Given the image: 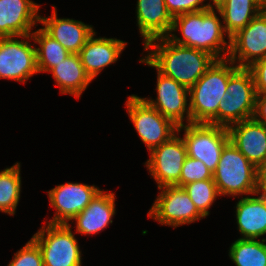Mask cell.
<instances>
[{"label": "cell", "instance_id": "2e32d148", "mask_svg": "<svg viewBox=\"0 0 266 266\" xmlns=\"http://www.w3.org/2000/svg\"><path fill=\"white\" fill-rule=\"evenodd\" d=\"M40 5L31 0H0V37L31 35Z\"/></svg>", "mask_w": 266, "mask_h": 266}, {"label": "cell", "instance_id": "5bb4252c", "mask_svg": "<svg viewBox=\"0 0 266 266\" xmlns=\"http://www.w3.org/2000/svg\"><path fill=\"white\" fill-rule=\"evenodd\" d=\"M101 191L95 185L81 183H65L57 185L48 191L52 207L56 209L50 224H69V221L84 210V208Z\"/></svg>", "mask_w": 266, "mask_h": 266}, {"label": "cell", "instance_id": "e0dca14e", "mask_svg": "<svg viewBox=\"0 0 266 266\" xmlns=\"http://www.w3.org/2000/svg\"><path fill=\"white\" fill-rule=\"evenodd\" d=\"M43 29L66 50L78 54L87 40L95 33L93 26L69 18H58L53 6L51 17L40 16Z\"/></svg>", "mask_w": 266, "mask_h": 266}, {"label": "cell", "instance_id": "1f68e13d", "mask_svg": "<svg viewBox=\"0 0 266 266\" xmlns=\"http://www.w3.org/2000/svg\"><path fill=\"white\" fill-rule=\"evenodd\" d=\"M253 118L266 125V94H256L255 111Z\"/></svg>", "mask_w": 266, "mask_h": 266}, {"label": "cell", "instance_id": "d6a6232c", "mask_svg": "<svg viewBox=\"0 0 266 266\" xmlns=\"http://www.w3.org/2000/svg\"><path fill=\"white\" fill-rule=\"evenodd\" d=\"M266 196V163L258 169V193Z\"/></svg>", "mask_w": 266, "mask_h": 266}, {"label": "cell", "instance_id": "52a82bcc", "mask_svg": "<svg viewBox=\"0 0 266 266\" xmlns=\"http://www.w3.org/2000/svg\"><path fill=\"white\" fill-rule=\"evenodd\" d=\"M182 129L187 156L201 160L214 173L221 152L230 141L228 128L210 123H190L179 126L177 134Z\"/></svg>", "mask_w": 266, "mask_h": 266}, {"label": "cell", "instance_id": "9a60e30c", "mask_svg": "<svg viewBox=\"0 0 266 266\" xmlns=\"http://www.w3.org/2000/svg\"><path fill=\"white\" fill-rule=\"evenodd\" d=\"M230 141L258 169L266 163V125L254 118L228 127Z\"/></svg>", "mask_w": 266, "mask_h": 266}, {"label": "cell", "instance_id": "8992f818", "mask_svg": "<svg viewBox=\"0 0 266 266\" xmlns=\"http://www.w3.org/2000/svg\"><path fill=\"white\" fill-rule=\"evenodd\" d=\"M31 239L41 250L44 266L82 265L80 247L70 224L47 223Z\"/></svg>", "mask_w": 266, "mask_h": 266}, {"label": "cell", "instance_id": "3957f363", "mask_svg": "<svg viewBox=\"0 0 266 266\" xmlns=\"http://www.w3.org/2000/svg\"><path fill=\"white\" fill-rule=\"evenodd\" d=\"M238 68L229 59L216 60L189 89L192 123L218 125V105L226 93L229 77Z\"/></svg>", "mask_w": 266, "mask_h": 266}, {"label": "cell", "instance_id": "ffe728a7", "mask_svg": "<svg viewBox=\"0 0 266 266\" xmlns=\"http://www.w3.org/2000/svg\"><path fill=\"white\" fill-rule=\"evenodd\" d=\"M105 192L101 190L84 210L72 219L76 221V233L98 234L112 224V217L116 213L115 195Z\"/></svg>", "mask_w": 266, "mask_h": 266}, {"label": "cell", "instance_id": "ba28073f", "mask_svg": "<svg viewBox=\"0 0 266 266\" xmlns=\"http://www.w3.org/2000/svg\"><path fill=\"white\" fill-rule=\"evenodd\" d=\"M126 107L131 122L149 152L177 133L178 126L141 97L131 95L127 99Z\"/></svg>", "mask_w": 266, "mask_h": 266}, {"label": "cell", "instance_id": "ac0fdd59", "mask_svg": "<svg viewBox=\"0 0 266 266\" xmlns=\"http://www.w3.org/2000/svg\"><path fill=\"white\" fill-rule=\"evenodd\" d=\"M87 40L79 57L86 74L93 80L106 66L115 63L127 42L116 38L94 37Z\"/></svg>", "mask_w": 266, "mask_h": 266}, {"label": "cell", "instance_id": "d6986e66", "mask_svg": "<svg viewBox=\"0 0 266 266\" xmlns=\"http://www.w3.org/2000/svg\"><path fill=\"white\" fill-rule=\"evenodd\" d=\"M137 26L144 39V46L151 40L167 37L171 31L173 17L164 0H137Z\"/></svg>", "mask_w": 266, "mask_h": 266}, {"label": "cell", "instance_id": "6da1fadb", "mask_svg": "<svg viewBox=\"0 0 266 266\" xmlns=\"http://www.w3.org/2000/svg\"><path fill=\"white\" fill-rule=\"evenodd\" d=\"M150 48L153 50L147 51V56L140 62L156 68L160 73L173 78L187 89H190L217 60L208 52L176 44L168 37L149 41L144 46V50H150Z\"/></svg>", "mask_w": 266, "mask_h": 266}, {"label": "cell", "instance_id": "603a6c76", "mask_svg": "<svg viewBox=\"0 0 266 266\" xmlns=\"http://www.w3.org/2000/svg\"><path fill=\"white\" fill-rule=\"evenodd\" d=\"M49 72L52 73L61 94L74 95L76 98H80L92 81L84 70L79 54L71 53Z\"/></svg>", "mask_w": 266, "mask_h": 266}, {"label": "cell", "instance_id": "484cf974", "mask_svg": "<svg viewBox=\"0 0 266 266\" xmlns=\"http://www.w3.org/2000/svg\"><path fill=\"white\" fill-rule=\"evenodd\" d=\"M20 163L0 171V211L14 215L21 192Z\"/></svg>", "mask_w": 266, "mask_h": 266}, {"label": "cell", "instance_id": "836d02e7", "mask_svg": "<svg viewBox=\"0 0 266 266\" xmlns=\"http://www.w3.org/2000/svg\"><path fill=\"white\" fill-rule=\"evenodd\" d=\"M213 3L211 4L212 7L218 6L223 0H211ZM214 5V6H213Z\"/></svg>", "mask_w": 266, "mask_h": 266}, {"label": "cell", "instance_id": "f546056e", "mask_svg": "<svg viewBox=\"0 0 266 266\" xmlns=\"http://www.w3.org/2000/svg\"><path fill=\"white\" fill-rule=\"evenodd\" d=\"M204 1L205 0H164L167 10L172 17L210 9L212 7L211 4H203Z\"/></svg>", "mask_w": 266, "mask_h": 266}, {"label": "cell", "instance_id": "277c9868", "mask_svg": "<svg viewBox=\"0 0 266 266\" xmlns=\"http://www.w3.org/2000/svg\"><path fill=\"white\" fill-rule=\"evenodd\" d=\"M213 181L222 195H258V168L229 141L223 148Z\"/></svg>", "mask_w": 266, "mask_h": 266}, {"label": "cell", "instance_id": "4316f807", "mask_svg": "<svg viewBox=\"0 0 266 266\" xmlns=\"http://www.w3.org/2000/svg\"><path fill=\"white\" fill-rule=\"evenodd\" d=\"M197 210L204 216L209 215V209L217 196H220L213 179L195 181L183 186Z\"/></svg>", "mask_w": 266, "mask_h": 266}, {"label": "cell", "instance_id": "8fae6325", "mask_svg": "<svg viewBox=\"0 0 266 266\" xmlns=\"http://www.w3.org/2000/svg\"><path fill=\"white\" fill-rule=\"evenodd\" d=\"M149 153L150 159L146 161L145 165L158 184L157 187H179L182 166L187 157V149L183 138L175 134Z\"/></svg>", "mask_w": 266, "mask_h": 266}, {"label": "cell", "instance_id": "44dd1931", "mask_svg": "<svg viewBox=\"0 0 266 266\" xmlns=\"http://www.w3.org/2000/svg\"><path fill=\"white\" fill-rule=\"evenodd\" d=\"M242 197L236 204L237 226L242 239H257L266 234V196Z\"/></svg>", "mask_w": 266, "mask_h": 266}, {"label": "cell", "instance_id": "5b68a950", "mask_svg": "<svg viewBox=\"0 0 266 266\" xmlns=\"http://www.w3.org/2000/svg\"><path fill=\"white\" fill-rule=\"evenodd\" d=\"M218 105V125L229 127L254 116L256 89L251 72L238 68L228 80L226 93Z\"/></svg>", "mask_w": 266, "mask_h": 266}, {"label": "cell", "instance_id": "7402d4cb", "mask_svg": "<svg viewBox=\"0 0 266 266\" xmlns=\"http://www.w3.org/2000/svg\"><path fill=\"white\" fill-rule=\"evenodd\" d=\"M215 8L223 19L224 31L230 40L259 15L266 8V4L262 0H223Z\"/></svg>", "mask_w": 266, "mask_h": 266}, {"label": "cell", "instance_id": "7c38bea8", "mask_svg": "<svg viewBox=\"0 0 266 266\" xmlns=\"http://www.w3.org/2000/svg\"><path fill=\"white\" fill-rule=\"evenodd\" d=\"M266 56V8L230 38L228 59L248 68ZM237 61V62H236Z\"/></svg>", "mask_w": 266, "mask_h": 266}, {"label": "cell", "instance_id": "d4e9b609", "mask_svg": "<svg viewBox=\"0 0 266 266\" xmlns=\"http://www.w3.org/2000/svg\"><path fill=\"white\" fill-rule=\"evenodd\" d=\"M266 238L256 239L238 238L232 243L229 257L236 266H266Z\"/></svg>", "mask_w": 266, "mask_h": 266}, {"label": "cell", "instance_id": "f1b7e54d", "mask_svg": "<svg viewBox=\"0 0 266 266\" xmlns=\"http://www.w3.org/2000/svg\"><path fill=\"white\" fill-rule=\"evenodd\" d=\"M8 266H44L39 246L30 239L22 249L14 254Z\"/></svg>", "mask_w": 266, "mask_h": 266}, {"label": "cell", "instance_id": "9c48e42d", "mask_svg": "<svg viewBox=\"0 0 266 266\" xmlns=\"http://www.w3.org/2000/svg\"><path fill=\"white\" fill-rule=\"evenodd\" d=\"M158 189L161 192L148 212L149 218L174 228L204 218L183 187L163 186Z\"/></svg>", "mask_w": 266, "mask_h": 266}, {"label": "cell", "instance_id": "cb8c5ba5", "mask_svg": "<svg viewBox=\"0 0 266 266\" xmlns=\"http://www.w3.org/2000/svg\"><path fill=\"white\" fill-rule=\"evenodd\" d=\"M31 36L34 43L39 45L36 47V64L39 73L49 72L71 54L43 28L32 32Z\"/></svg>", "mask_w": 266, "mask_h": 266}, {"label": "cell", "instance_id": "30bf717a", "mask_svg": "<svg viewBox=\"0 0 266 266\" xmlns=\"http://www.w3.org/2000/svg\"><path fill=\"white\" fill-rule=\"evenodd\" d=\"M20 37L21 41L18 40ZM31 37V35L0 37V78L25 83L32 75L39 73L36 64V47L27 41L31 40Z\"/></svg>", "mask_w": 266, "mask_h": 266}, {"label": "cell", "instance_id": "83f0119b", "mask_svg": "<svg viewBox=\"0 0 266 266\" xmlns=\"http://www.w3.org/2000/svg\"><path fill=\"white\" fill-rule=\"evenodd\" d=\"M206 179H213V173L206 167L204 162L187 156L182 166L179 187Z\"/></svg>", "mask_w": 266, "mask_h": 266}, {"label": "cell", "instance_id": "4fadbf2b", "mask_svg": "<svg viewBox=\"0 0 266 266\" xmlns=\"http://www.w3.org/2000/svg\"><path fill=\"white\" fill-rule=\"evenodd\" d=\"M156 100L142 98L148 105L170 119L176 126L192 123L188 97L189 89L173 78L167 77L157 70ZM186 115V116H185Z\"/></svg>", "mask_w": 266, "mask_h": 266}, {"label": "cell", "instance_id": "4dcf8cb0", "mask_svg": "<svg viewBox=\"0 0 266 266\" xmlns=\"http://www.w3.org/2000/svg\"><path fill=\"white\" fill-rule=\"evenodd\" d=\"M253 77L256 94H266V56L247 68Z\"/></svg>", "mask_w": 266, "mask_h": 266}, {"label": "cell", "instance_id": "7a4b0ae2", "mask_svg": "<svg viewBox=\"0 0 266 266\" xmlns=\"http://www.w3.org/2000/svg\"><path fill=\"white\" fill-rule=\"evenodd\" d=\"M223 23L216 15L215 7L173 17L172 28L167 36L172 42L200 49L213 55L217 60L228 59L230 40L225 41ZM180 30L182 38L172 32ZM224 54H221V53Z\"/></svg>", "mask_w": 266, "mask_h": 266}]
</instances>
